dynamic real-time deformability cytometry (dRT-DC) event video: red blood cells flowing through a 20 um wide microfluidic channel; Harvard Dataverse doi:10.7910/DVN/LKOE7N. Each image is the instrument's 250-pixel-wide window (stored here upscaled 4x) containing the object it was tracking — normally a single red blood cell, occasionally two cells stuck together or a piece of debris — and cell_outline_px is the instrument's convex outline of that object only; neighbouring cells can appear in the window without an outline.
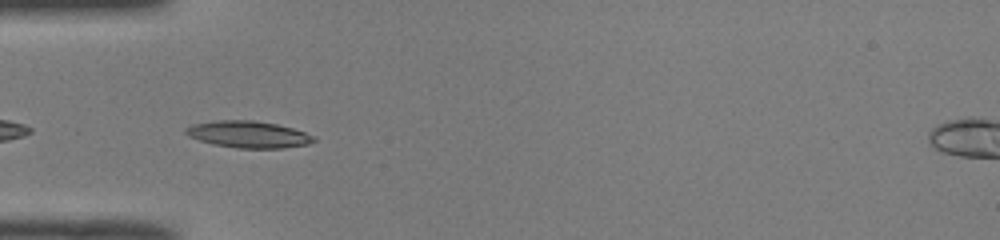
{"species": "common noctule bat (a hibernating species)", "species_latin": "Nyctalus noctula", "temperature_condition": "room temperature", "stored_images_in_passage": 28, "camera_frame_rate_fps": 3000, "um_per_image_px": 0.085, "animal": {"sex": "male", "body_mass_g": 19.0, "forearm_length_mm": 50.8}, "frame": {"image": 1, "passage_image": 2, "time_ms": 0.333, "image_size_px": [1000, 240], "cell_outline_px": [[316, 140], [308, 144], [284, 148], [236, 148], [212, 144], [188, 136], [184, 132], [184, 128], [192, 124], [216, 120], [252, 120], [276, 124], [292, 128], [304, 132], [312, 136]], "centroid_in_image_um": [21.06, 11.42], "position_along_channel_um": 63.9, "area_um2": 19.94}}
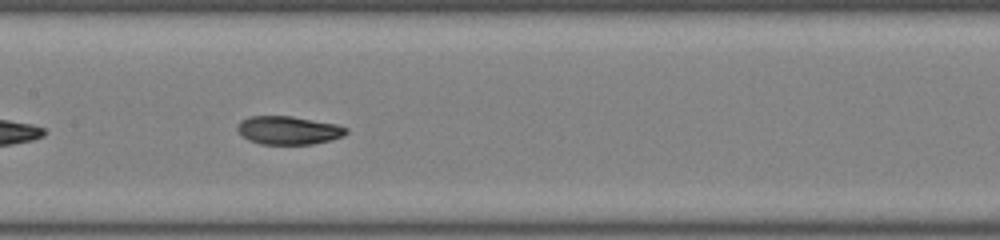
{"frame": {"image": 2, "passage_image": 11, "time_ms": 3.333, "image_size_px": [1000, 240], "cell_outline_px": [[348, 132], [344, 136], [332, 140], [312, 144], [260, 144], [248, 140], [236, 128], [240, 120], [252, 116], [292, 116], [336, 124], [348, 128]], "centroid_in_image_um": [24.54, 11.07], "position_along_channel_um": 182.9, "area_um2": 17.98}}
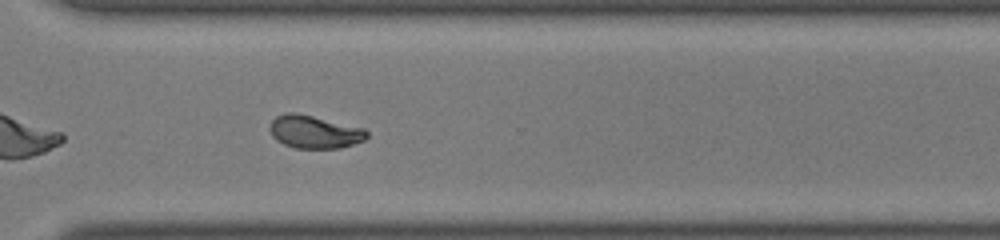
{"frame": {"image": 3, "passage_image": 23, "time_ms": 7.333, "image_size_px": [1000, 240], "cell_outline_px": [[368, 136], [364, 140], [340, 148], [296, 148], [284, 144], [276, 140], [272, 136], [268, 128], [272, 120], [276, 116], [288, 112], [296, 112], [364, 128], [368, 132]], "centroid_in_image_um": [26.7, 11.2], "position_along_channel_um": 343.9, "area_um2": 18.61}, "authors_computed_cell_mechanics": {"area_um2": 18.5249, "velocity_mm_per_s": 4.0187, "shape_relaxation_time_tau1_ms": null, "shape_relaxation_time_tau2_ms": 1.3921, "deformation_change_tau1": null, "deformation_change_tau2": 0.054}}